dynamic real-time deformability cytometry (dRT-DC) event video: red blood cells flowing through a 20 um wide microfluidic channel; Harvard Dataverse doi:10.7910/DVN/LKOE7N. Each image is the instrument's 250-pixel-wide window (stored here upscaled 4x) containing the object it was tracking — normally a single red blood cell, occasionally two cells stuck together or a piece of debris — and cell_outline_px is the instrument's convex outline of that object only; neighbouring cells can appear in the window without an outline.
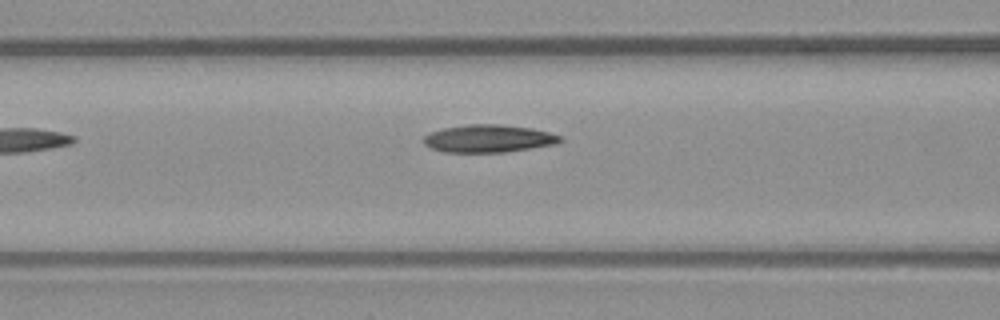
{"species": "common noctule bat (a hibernating species)", "species_latin": "Nyctalus noctula", "temperature_condition": "warm", "stored_images_in_passage": 6, "camera_frame_rate_fps": 3000, "um_per_image_px": 0.085, "animal": {"sex": "male", "body_mass_g": 23.1, "forearm_length_mm": 52.7}, "frame": {"image": 1, "passage_image": 6, "time_ms": 1.667, "image_size_px": [1000, 320], "cell_outline_px": [[564, 140], [556, 144], [504, 152], [444, 152], [432, 148], [424, 144], [420, 140], [428, 132], [444, 128], [468, 124], [500, 124], [532, 128], [564, 136]], "centroid_in_image_um": [41.52, 11.77], "position_along_channel_um": 125.1, "area_um2": 22.2}}